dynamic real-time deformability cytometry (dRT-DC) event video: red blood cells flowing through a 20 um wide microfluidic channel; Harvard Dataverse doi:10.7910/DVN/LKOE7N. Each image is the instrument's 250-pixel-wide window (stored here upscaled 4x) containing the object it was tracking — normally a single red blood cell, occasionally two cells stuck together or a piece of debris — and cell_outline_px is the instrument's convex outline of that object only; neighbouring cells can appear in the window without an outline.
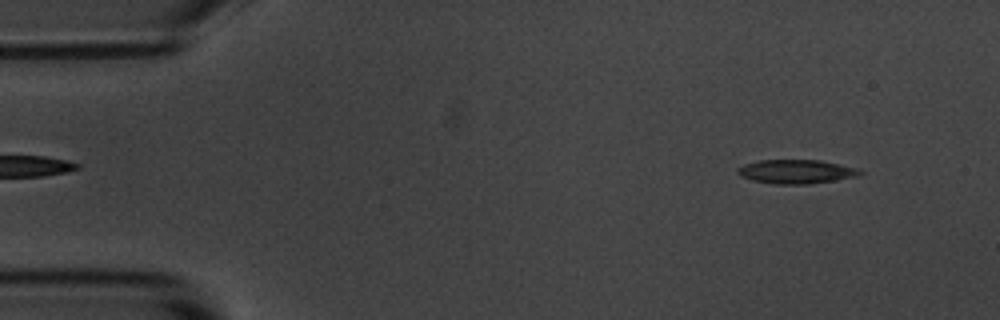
{"species": "common noctule bat (a hibernating species)", "species_latin": "Nyctalus noctula", "temperature_condition": "room temperature", "stored_images_in_passage": 3, "camera_frame_rate_fps": 3000, "um_per_image_px": 0.085, "animal": {"sex": "male", "body_mass_g": 20.1, "forearm_length_mm": 53.5}, "frame": {"image": 1, "passage_image": 1, "time_ms": 0.0, "image_size_px": [1000, 320], "cell_outline_px": [[864, 172], [856, 176], [836, 180], [808, 184], [776, 184], [752, 180], [740, 176], [736, 172], [736, 168], [744, 164], [760, 160], [820, 160], [840, 164], [856, 168]], "centroid_in_image_um": [67.64, 14.58], "position_along_channel_um": 17.4, "area_um2": 17.05}}